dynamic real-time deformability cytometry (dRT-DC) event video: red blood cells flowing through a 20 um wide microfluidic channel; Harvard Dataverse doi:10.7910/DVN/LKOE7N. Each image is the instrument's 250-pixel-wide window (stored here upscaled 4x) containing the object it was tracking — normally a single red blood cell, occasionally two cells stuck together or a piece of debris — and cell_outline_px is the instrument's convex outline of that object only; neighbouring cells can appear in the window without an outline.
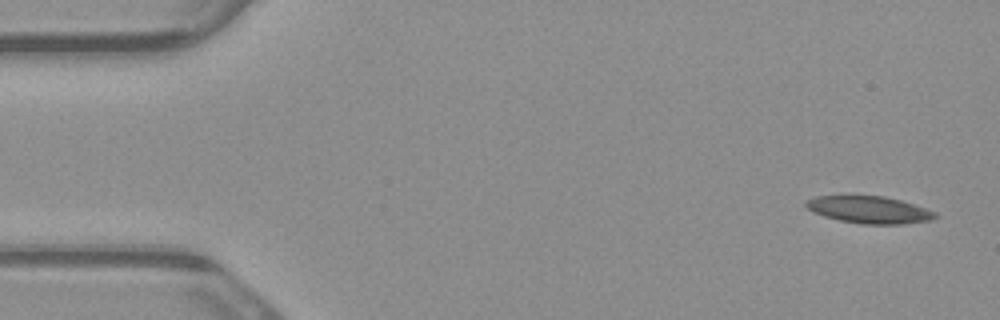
{"species": "common noctule bat (a hibernating species)", "species_latin": "Nyctalus noctula", "temperature_condition": "warm", "stored_images_in_passage": 6, "camera_frame_rate_fps": 3000, "um_per_image_px": 0.085, "animal": {"sex": "male", "body_mass_g": 23.1, "forearm_length_mm": 52.7}, "frame": {"image": 1, "passage_image": 1, "time_ms": 0.0, "image_size_px": [1000, 320], "cell_outline_px": [[940, 216], [932, 220], [904, 224], [864, 224], [840, 220], [824, 216], [812, 212], [804, 204], [804, 200], [816, 196], [884, 196], [900, 200], [936, 212]], "centroid_in_image_um": [73.88, 17.83], "position_along_channel_um": 11.1, "area_um2": 20.4}}
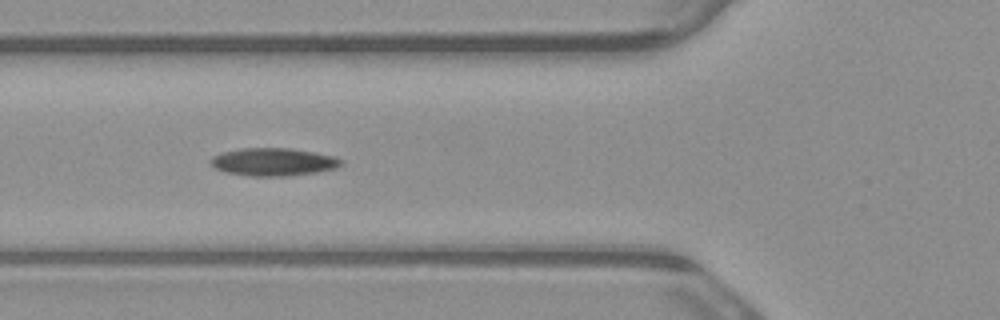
{"frame": {"image": 2, "passage_image": 5, "time_ms": 1.333, "image_size_px": [1000, 320], "cell_outline_px": [[344, 164], [336, 168], [316, 172], [284, 176], [252, 176], [228, 172], [216, 168], [212, 164], [212, 156], [224, 152], [240, 148], [292, 148], [316, 152], [336, 156], [344, 160]], "centroid_in_image_um": [23.33, 13.75], "position_along_channel_um": 102.5, "area_um2": 21.1}}
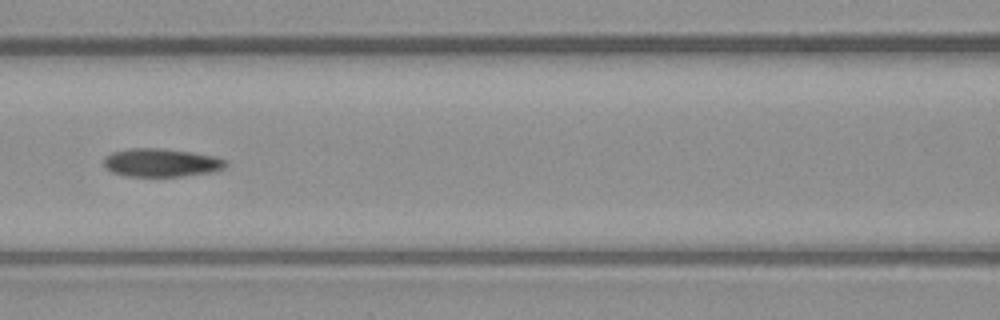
{"frame": {"image": 3, "passage_image": 6, "time_ms": 1.667, "image_size_px": [1000, 320], "cell_outline_px": [[228, 164], [224, 168], [212, 172], [180, 176], [124, 176], [112, 172], [104, 168], [104, 156], [112, 152], [128, 148], [160, 148], [192, 152], [216, 156], [228, 160]], "centroid_in_image_um": [13.7, 13.82], "position_along_channel_um": 152.9, "area_um2": 20.35}}